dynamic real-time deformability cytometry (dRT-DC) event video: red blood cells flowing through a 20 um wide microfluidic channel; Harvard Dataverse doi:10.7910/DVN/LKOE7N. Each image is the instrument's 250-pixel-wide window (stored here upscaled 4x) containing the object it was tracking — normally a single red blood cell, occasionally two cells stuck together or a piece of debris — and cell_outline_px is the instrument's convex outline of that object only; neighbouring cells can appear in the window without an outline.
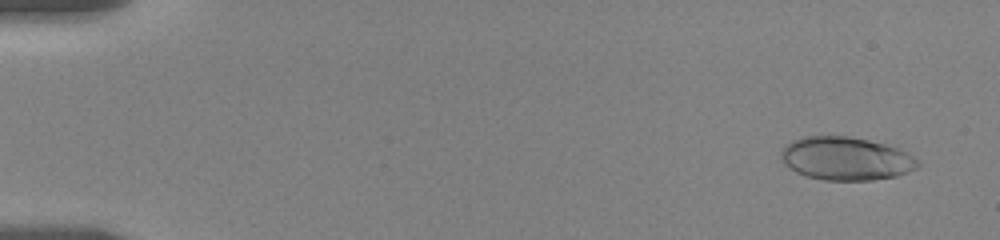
{"species": "human", "species_latin": "Homo sapiens", "temperature_condition": "room temperature", "stored_images_in_passage": 6, "camera_frame_rate_fps": 3000, "um_per_image_px": 0.085, "donor": {"sex": "female"}, "frame": {"image": 1, "passage_image": 2, "time_ms": 0.667, "image_size_px": [1000, 240], "cell_outline_px": [[920, 164], [916, 168], [908, 172], [896, 176], [872, 180], [824, 180], [808, 176], [796, 172], [784, 164], [780, 160], [780, 152], [792, 140], [804, 136], [848, 136], [868, 140], [884, 144], [908, 152], [920, 160]], "centroid_in_image_um": [71.91, 13.48], "position_along_channel_um": 13.1, "area_um2": 34.51}}
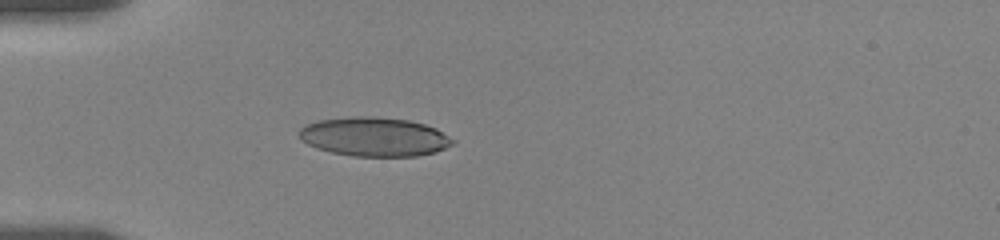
{"frame": {"image": 2, "passage_image": 6, "time_ms": 5.333, "image_size_px": [1000, 240], "cell_outline_px": [[456, 140], [452, 144], [436, 152], [416, 156], [352, 156], [332, 152], [316, 148], [300, 140], [300, 128], [316, 120], [352, 116], [368, 116], [408, 120], [424, 124], [436, 128]], "centroid_in_image_um": [31.81, 11.62], "position_along_channel_um": 53.2, "area_um2": 34.91}}